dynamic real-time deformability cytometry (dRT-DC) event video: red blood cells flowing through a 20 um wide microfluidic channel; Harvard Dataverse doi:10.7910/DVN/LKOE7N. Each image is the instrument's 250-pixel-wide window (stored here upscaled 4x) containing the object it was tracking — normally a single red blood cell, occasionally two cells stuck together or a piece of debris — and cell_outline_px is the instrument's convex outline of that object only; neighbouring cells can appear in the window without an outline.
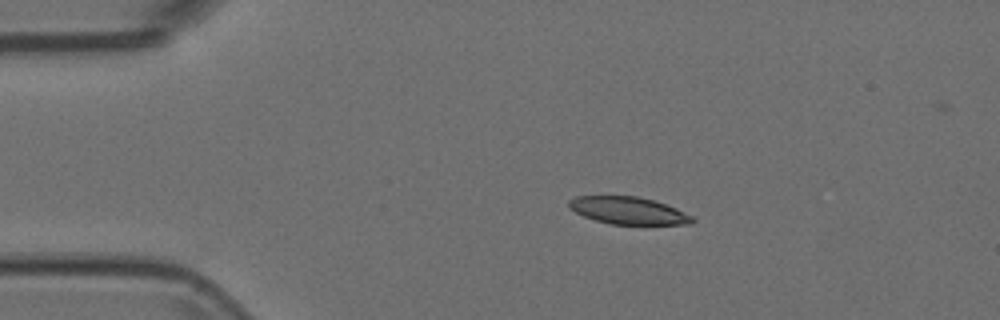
{"species": "Egyptian fruit bat (a non-hibernating species)", "species_latin": "Rousettus aegyptiacus", "temperature_condition": "room temperature", "stored_images_in_passage": 11, "camera_frame_rate_fps": 3000, "um_per_image_px": 0.085, "animal": {"sex": "female"}, "frame": {"image": 1, "passage_image": 1, "time_ms": 0.0, "image_size_px": [1000, 320], "cell_outline_px": [[696, 220], [692, 224], [608, 224], [584, 216], [568, 208], [568, 200], [576, 196], [636, 196], [652, 200], [676, 208], [692, 216]], "centroid_in_image_um": [53.38, 17.9], "position_along_channel_um": 31.6, "area_um2": 19.54}}
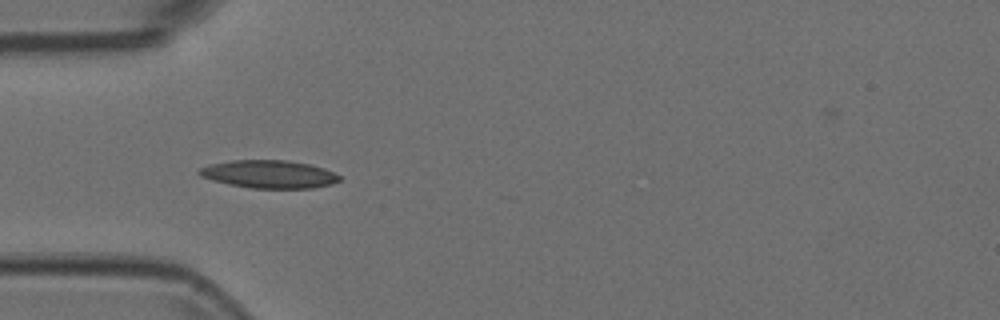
{"frame": {"image": 2, "passage_image": 7, "time_ms": 2.0, "image_size_px": [1000, 320], "cell_outline_px": [[340, 180], [332, 184], [312, 188], [248, 188], [228, 184], [212, 180], [200, 176], [196, 172], [200, 168], [208, 164], [232, 160], [288, 160], [308, 164], [324, 168], [340, 176]], "centroid_in_image_um": [22.83, 14.8], "position_along_channel_um": 62.2, "area_um2": 22.89}}
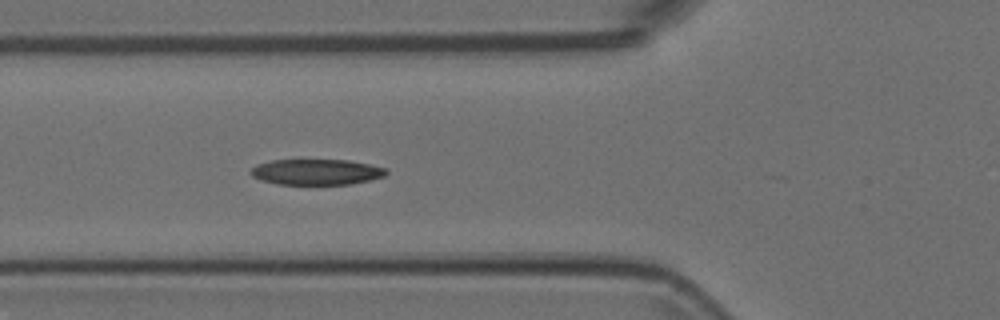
{"frame": {"image": 3, "passage_image": 10, "time_ms": 3.0, "image_size_px": [1000, 320], "cell_outline_px": [[388, 172], [384, 176], [352, 184], [276, 184], [260, 180], [252, 176], [248, 172], [256, 164], [272, 160], [348, 160], [388, 168]], "centroid_in_image_um": [26.87, 14.61], "position_along_channel_um": 98.9, "area_um2": 20.35}}